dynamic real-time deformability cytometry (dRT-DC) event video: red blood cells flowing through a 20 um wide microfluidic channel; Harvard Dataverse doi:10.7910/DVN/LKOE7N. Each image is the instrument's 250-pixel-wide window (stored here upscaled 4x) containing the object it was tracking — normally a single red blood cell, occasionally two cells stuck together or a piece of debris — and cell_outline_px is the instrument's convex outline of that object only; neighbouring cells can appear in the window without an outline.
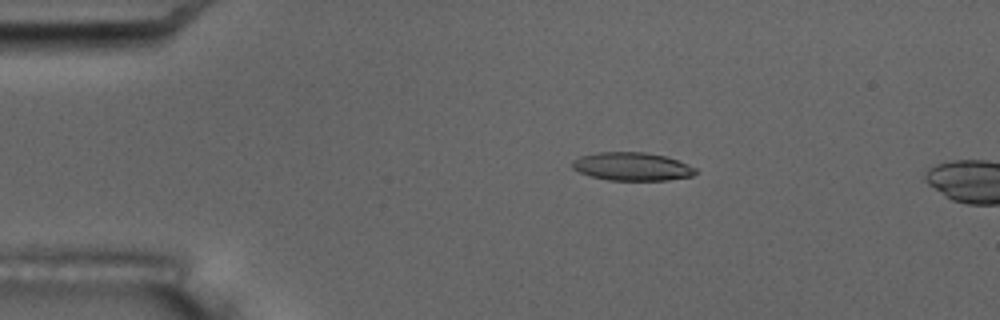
{"species": "common noctule bat (a hibernating species)", "species_latin": "Nyctalus noctula", "temperature_condition": "room temperature", "stored_images_in_passage": 5, "camera_frame_rate_fps": 3000, "um_per_image_px": 0.085, "animal": {"sex": "male", "body_mass_g": 17.5, "forearm_length_mm": 52.3}, "frame": {"image": 1, "passage_image": 3, "time_ms": 2.667, "image_size_px": [1000, 320], "cell_outline_px": [[696, 172], [692, 176], [668, 180], [608, 180], [592, 176], [580, 172], [572, 168], [572, 160], [580, 156], [596, 152], [644, 152], [664, 156], [688, 164], [696, 168]], "centroid_in_image_um": [53.71, 14.15], "position_along_channel_um": 31.3, "area_um2": 20.17}}